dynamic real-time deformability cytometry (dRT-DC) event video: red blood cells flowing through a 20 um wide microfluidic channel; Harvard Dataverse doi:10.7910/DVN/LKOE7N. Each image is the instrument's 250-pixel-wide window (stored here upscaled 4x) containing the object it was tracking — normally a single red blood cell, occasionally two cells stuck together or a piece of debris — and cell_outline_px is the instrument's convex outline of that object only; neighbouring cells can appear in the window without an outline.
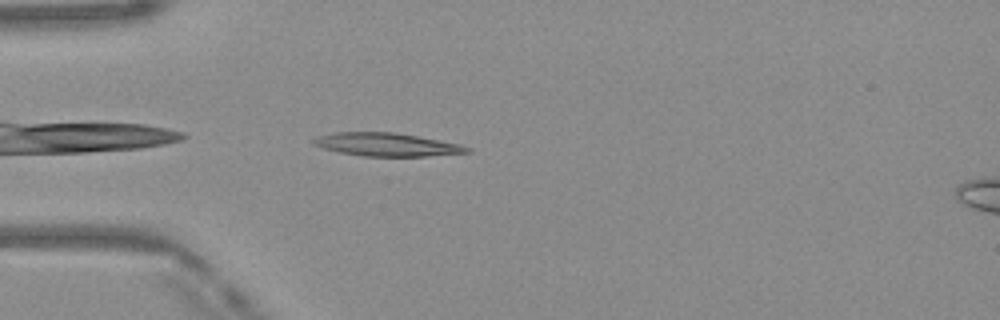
{"species": "Egyptian fruit bat (a non-hibernating species)", "species_latin": "Rousettus aegyptiacus", "temperature_condition": "warm", "stored_images_in_passage": 37, "camera_frame_rate_fps": 3000, "um_per_image_px": 0.085, "frame": {"image": 1, "passage_image": 2, "time_ms": 0.333, "image_size_px": [1000, 320], "cell_outline_px": [[472, 152], [424, 156], [364, 156], [340, 152], [324, 148], [312, 144], [308, 140], [316, 136], [332, 132], [396, 132], [460, 144], [472, 148]], "centroid_in_image_um": [32.83, 12.27], "position_along_channel_um": 52.2, "area_um2": 20.87}}
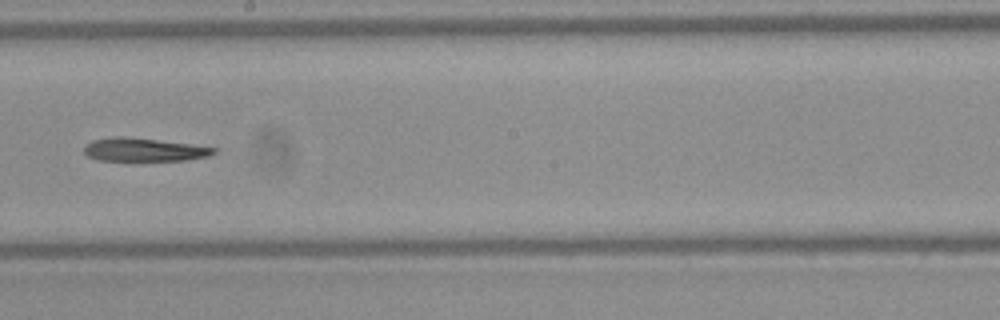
{"frame": {"image": 2, "passage_image": 16, "time_ms": 5.0, "image_size_px": [1000, 320], "cell_outline_px": [[216, 152], [208, 156], [188, 160], [96, 160], [88, 156], [84, 152], [84, 148], [92, 140], [116, 136], [120, 136], [192, 144], [216, 148]], "centroid_in_image_um": [12.24, 12.73], "position_along_channel_um": 236.0, "area_um2": 17.34}}
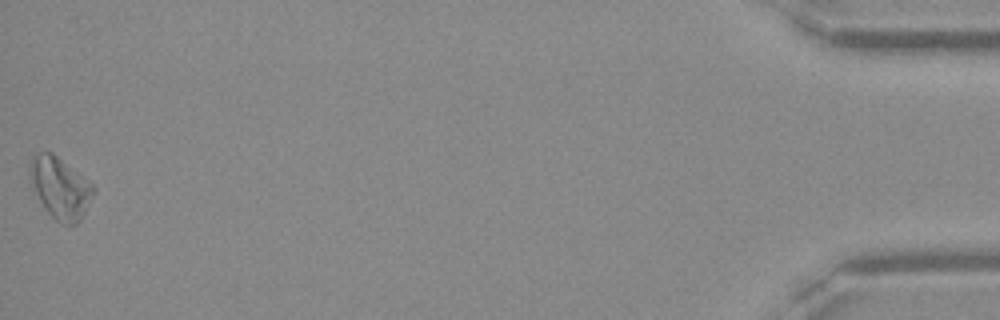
{"frame": {"image": 3, "passage_image": 37, "time_ms": 12.0, "image_size_px": [1000, 320], "cell_outline_px": [[96, 192], [80, 220], [76, 224], [60, 224], [44, 208], [36, 192], [28, 172], [36, 156], [40, 152], [52, 152], [92, 184], [96, 188]], "centroid_in_image_um": [5.16, 16.01], "position_along_channel_um": 430.0, "area_um2": 22.14}, "authors_computed_cell_mechanics": {"area_um2": 19.3052, "velocity_mm_per_s": 4.1478, "shape_relaxation_time_tau1_ms": 5.3465, "shape_relaxation_time_tau2_ms": null, "deformation_change_tau1": 0.1543, "deformation_change_tau2": null}}